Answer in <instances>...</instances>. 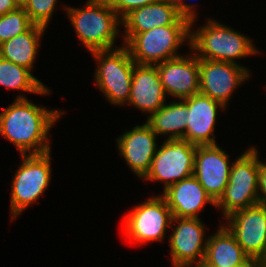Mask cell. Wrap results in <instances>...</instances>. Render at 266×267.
Segmentation results:
<instances>
[{"instance_id":"obj_1","label":"cell","mask_w":266,"mask_h":267,"mask_svg":"<svg viewBox=\"0 0 266 267\" xmlns=\"http://www.w3.org/2000/svg\"><path fill=\"white\" fill-rule=\"evenodd\" d=\"M63 112L47 110L19 95L0 113V134L12 142L22 155L50 151L48 132Z\"/></svg>"},{"instance_id":"obj_2","label":"cell","mask_w":266,"mask_h":267,"mask_svg":"<svg viewBox=\"0 0 266 267\" xmlns=\"http://www.w3.org/2000/svg\"><path fill=\"white\" fill-rule=\"evenodd\" d=\"M65 10L79 40L90 52L113 49L122 19L106 0H89L84 9L68 6Z\"/></svg>"},{"instance_id":"obj_3","label":"cell","mask_w":266,"mask_h":267,"mask_svg":"<svg viewBox=\"0 0 266 267\" xmlns=\"http://www.w3.org/2000/svg\"><path fill=\"white\" fill-rule=\"evenodd\" d=\"M199 59L237 63L236 58L258 53L252 41L234 29L209 19L207 24L193 33L188 42Z\"/></svg>"},{"instance_id":"obj_4","label":"cell","mask_w":266,"mask_h":267,"mask_svg":"<svg viewBox=\"0 0 266 267\" xmlns=\"http://www.w3.org/2000/svg\"><path fill=\"white\" fill-rule=\"evenodd\" d=\"M190 23H173L135 34L125 43L136 64L156 65L174 59L178 47L190 40Z\"/></svg>"},{"instance_id":"obj_5","label":"cell","mask_w":266,"mask_h":267,"mask_svg":"<svg viewBox=\"0 0 266 267\" xmlns=\"http://www.w3.org/2000/svg\"><path fill=\"white\" fill-rule=\"evenodd\" d=\"M253 147L232 163L230 177L223 195L216 202L225 218L231 213L251 207L258 201L259 159Z\"/></svg>"},{"instance_id":"obj_6","label":"cell","mask_w":266,"mask_h":267,"mask_svg":"<svg viewBox=\"0 0 266 267\" xmlns=\"http://www.w3.org/2000/svg\"><path fill=\"white\" fill-rule=\"evenodd\" d=\"M99 67L95 72V83L111 104L128 102L135 62L128 48L92 51Z\"/></svg>"},{"instance_id":"obj_7","label":"cell","mask_w":266,"mask_h":267,"mask_svg":"<svg viewBox=\"0 0 266 267\" xmlns=\"http://www.w3.org/2000/svg\"><path fill=\"white\" fill-rule=\"evenodd\" d=\"M11 190V217H17L44 193L51 178L50 151L22 155Z\"/></svg>"},{"instance_id":"obj_8","label":"cell","mask_w":266,"mask_h":267,"mask_svg":"<svg viewBox=\"0 0 266 267\" xmlns=\"http://www.w3.org/2000/svg\"><path fill=\"white\" fill-rule=\"evenodd\" d=\"M196 145L183 138L166 139L157 149L145 180L164 182L165 191L176 182L193 175Z\"/></svg>"},{"instance_id":"obj_9","label":"cell","mask_w":266,"mask_h":267,"mask_svg":"<svg viewBox=\"0 0 266 267\" xmlns=\"http://www.w3.org/2000/svg\"><path fill=\"white\" fill-rule=\"evenodd\" d=\"M172 213L162 196L151 197L146 202L135 206L124 221L125 234L130 241L146 243L162 241L166 229L173 225Z\"/></svg>"},{"instance_id":"obj_10","label":"cell","mask_w":266,"mask_h":267,"mask_svg":"<svg viewBox=\"0 0 266 267\" xmlns=\"http://www.w3.org/2000/svg\"><path fill=\"white\" fill-rule=\"evenodd\" d=\"M226 227L234 235L243 251L259 261L266 250V206L256 204L227 216Z\"/></svg>"},{"instance_id":"obj_11","label":"cell","mask_w":266,"mask_h":267,"mask_svg":"<svg viewBox=\"0 0 266 267\" xmlns=\"http://www.w3.org/2000/svg\"><path fill=\"white\" fill-rule=\"evenodd\" d=\"M249 76V71L238 63L199 59V93L224 107L234 89Z\"/></svg>"},{"instance_id":"obj_12","label":"cell","mask_w":266,"mask_h":267,"mask_svg":"<svg viewBox=\"0 0 266 267\" xmlns=\"http://www.w3.org/2000/svg\"><path fill=\"white\" fill-rule=\"evenodd\" d=\"M176 221L178 225L169 237L172 264L174 267H193L196 262L197 266L205 259L207 246V242L203 241L205 225L200 218L173 217L171 223Z\"/></svg>"},{"instance_id":"obj_13","label":"cell","mask_w":266,"mask_h":267,"mask_svg":"<svg viewBox=\"0 0 266 267\" xmlns=\"http://www.w3.org/2000/svg\"><path fill=\"white\" fill-rule=\"evenodd\" d=\"M229 164L228 155L217 144L196 146L193 176L215 202L228 184Z\"/></svg>"},{"instance_id":"obj_14","label":"cell","mask_w":266,"mask_h":267,"mask_svg":"<svg viewBox=\"0 0 266 267\" xmlns=\"http://www.w3.org/2000/svg\"><path fill=\"white\" fill-rule=\"evenodd\" d=\"M156 67L166 95L183 100L199 93V58L196 55L179 56L158 63Z\"/></svg>"},{"instance_id":"obj_15","label":"cell","mask_w":266,"mask_h":267,"mask_svg":"<svg viewBox=\"0 0 266 267\" xmlns=\"http://www.w3.org/2000/svg\"><path fill=\"white\" fill-rule=\"evenodd\" d=\"M182 101L187 105V127L183 139L196 146L215 145L213 131L215 129L217 111L218 108H226L221 103L201 93L192 95Z\"/></svg>"},{"instance_id":"obj_16","label":"cell","mask_w":266,"mask_h":267,"mask_svg":"<svg viewBox=\"0 0 266 267\" xmlns=\"http://www.w3.org/2000/svg\"><path fill=\"white\" fill-rule=\"evenodd\" d=\"M121 23L126 29L123 36L127 43L137 33L190 20L179 13L175 0H160L132 10Z\"/></svg>"},{"instance_id":"obj_17","label":"cell","mask_w":266,"mask_h":267,"mask_svg":"<svg viewBox=\"0 0 266 267\" xmlns=\"http://www.w3.org/2000/svg\"><path fill=\"white\" fill-rule=\"evenodd\" d=\"M120 154L134 173L144 178L157 151L156 133L147 124L135 126L117 139Z\"/></svg>"},{"instance_id":"obj_18","label":"cell","mask_w":266,"mask_h":267,"mask_svg":"<svg viewBox=\"0 0 266 267\" xmlns=\"http://www.w3.org/2000/svg\"><path fill=\"white\" fill-rule=\"evenodd\" d=\"M166 102L156 65L134 64L128 104L151 115Z\"/></svg>"},{"instance_id":"obj_19","label":"cell","mask_w":266,"mask_h":267,"mask_svg":"<svg viewBox=\"0 0 266 267\" xmlns=\"http://www.w3.org/2000/svg\"><path fill=\"white\" fill-rule=\"evenodd\" d=\"M170 208L172 217L199 218V211L206 203L216 206V202L192 175L168 187L161 195Z\"/></svg>"},{"instance_id":"obj_20","label":"cell","mask_w":266,"mask_h":267,"mask_svg":"<svg viewBox=\"0 0 266 267\" xmlns=\"http://www.w3.org/2000/svg\"><path fill=\"white\" fill-rule=\"evenodd\" d=\"M205 260L216 266H258V261L251 259L236 241L229 229L222 225L215 235L206 239Z\"/></svg>"},{"instance_id":"obj_21","label":"cell","mask_w":266,"mask_h":267,"mask_svg":"<svg viewBox=\"0 0 266 267\" xmlns=\"http://www.w3.org/2000/svg\"><path fill=\"white\" fill-rule=\"evenodd\" d=\"M45 29L33 24L27 31L2 43L0 45V57L31 71L40 45L39 39Z\"/></svg>"},{"instance_id":"obj_22","label":"cell","mask_w":266,"mask_h":267,"mask_svg":"<svg viewBox=\"0 0 266 267\" xmlns=\"http://www.w3.org/2000/svg\"><path fill=\"white\" fill-rule=\"evenodd\" d=\"M187 105L183 101L164 104L158 111L147 118L146 123L156 135L169 134L167 139L183 138L186 132Z\"/></svg>"},{"instance_id":"obj_23","label":"cell","mask_w":266,"mask_h":267,"mask_svg":"<svg viewBox=\"0 0 266 267\" xmlns=\"http://www.w3.org/2000/svg\"><path fill=\"white\" fill-rule=\"evenodd\" d=\"M0 85L36 94H49V89L23 66L0 57Z\"/></svg>"},{"instance_id":"obj_24","label":"cell","mask_w":266,"mask_h":267,"mask_svg":"<svg viewBox=\"0 0 266 267\" xmlns=\"http://www.w3.org/2000/svg\"><path fill=\"white\" fill-rule=\"evenodd\" d=\"M32 25L24 8L0 16V45L27 31Z\"/></svg>"},{"instance_id":"obj_25","label":"cell","mask_w":266,"mask_h":267,"mask_svg":"<svg viewBox=\"0 0 266 267\" xmlns=\"http://www.w3.org/2000/svg\"><path fill=\"white\" fill-rule=\"evenodd\" d=\"M58 0H29L25 12L34 25L48 26Z\"/></svg>"},{"instance_id":"obj_26","label":"cell","mask_w":266,"mask_h":267,"mask_svg":"<svg viewBox=\"0 0 266 267\" xmlns=\"http://www.w3.org/2000/svg\"><path fill=\"white\" fill-rule=\"evenodd\" d=\"M110 7L123 19L132 10L160 0H106Z\"/></svg>"},{"instance_id":"obj_27","label":"cell","mask_w":266,"mask_h":267,"mask_svg":"<svg viewBox=\"0 0 266 267\" xmlns=\"http://www.w3.org/2000/svg\"><path fill=\"white\" fill-rule=\"evenodd\" d=\"M258 201L259 204L266 206V164L261 161L258 173Z\"/></svg>"},{"instance_id":"obj_28","label":"cell","mask_w":266,"mask_h":267,"mask_svg":"<svg viewBox=\"0 0 266 267\" xmlns=\"http://www.w3.org/2000/svg\"><path fill=\"white\" fill-rule=\"evenodd\" d=\"M175 3L178 7L179 13L183 17L190 20V25L194 24L196 15L194 12L193 5L190 6V4H185L184 2H182V0H175Z\"/></svg>"},{"instance_id":"obj_29","label":"cell","mask_w":266,"mask_h":267,"mask_svg":"<svg viewBox=\"0 0 266 267\" xmlns=\"http://www.w3.org/2000/svg\"><path fill=\"white\" fill-rule=\"evenodd\" d=\"M18 8L14 0H0V16Z\"/></svg>"},{"instance_id":"obj_30","label":"cell","mask_w":266,"mask_h":267,"mask_svg":"<svg viewBox=\"0 0 266 267\" xmlns=\"http://www.w3.org/2000/svg\"><path fill=\"white\" fill-rule=\"evenodd\" d=\"M194 267H228V266H216L213 264H209L205 259L198 264L197 266ZM235 267H258V266H235Z\"/></svg>"},{"instance_id":"obj_31","label":"cell","mask_w":266,"mask_h":267,"mask_svg":"<svg viewBox=\"0 0 266 267\" xmlns=\"http://www.w3.org/2000/svg\"><path fill=\"white\" fill-rule=\"evenodd\" d=\"M28 1L29 0H14V2L19 8H24Z\"/></svg>"},{"instance_id":"obj_32","label":"cell","mask_w":266,"mask_h":267,"mask_svg":"<svg viewBox=\"0 0 266 267\" xmlns=\"http://www.w3.org/2000/svg\"><path fill=\"white\" fill-rule=\"evenodd\" d=\"M258 267H266V250H265V254L258 261Z\"/></svg>"}]
</instances>
